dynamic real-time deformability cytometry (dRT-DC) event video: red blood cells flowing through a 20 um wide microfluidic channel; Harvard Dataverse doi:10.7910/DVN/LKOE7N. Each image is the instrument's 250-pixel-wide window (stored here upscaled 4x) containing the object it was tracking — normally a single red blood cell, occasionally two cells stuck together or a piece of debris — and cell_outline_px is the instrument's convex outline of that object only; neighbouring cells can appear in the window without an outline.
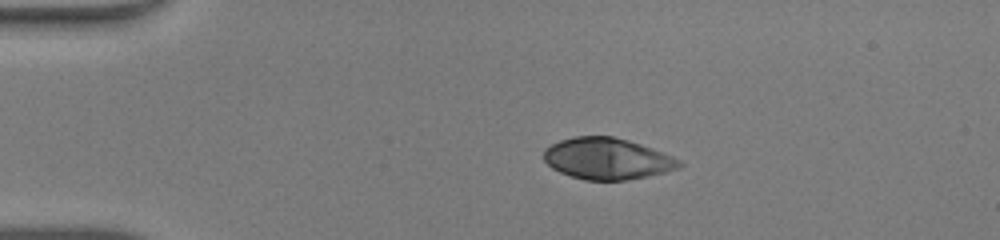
{"species": "human", "species_latin": "Homo sapiens", "temperature_condition": "warm", "stored_images_in_passage": 39, "camera_frame_rate_fps": 3000, "um_per_image_px": 0.085, "donor": {"sex": "male"}, "frame": {"image": 1, "passage_image": 1, "time_ms": 0.0, "image_size_px": [1000, 240], "cell_outline_px": [[684, 164], [680, 168], [648, 176], [624, 180], [584, 180], [560, 172], [552, 168], [544, 160], [544, 148], [560, 140], [572, 136], [612, 136], [628, 140], [652, 148], [672, 156], [680, 160]], "centroid_in_image_um": [51.61, 13.48], "position_along_channel_um": 33.4, "area_um2": 32.66}}
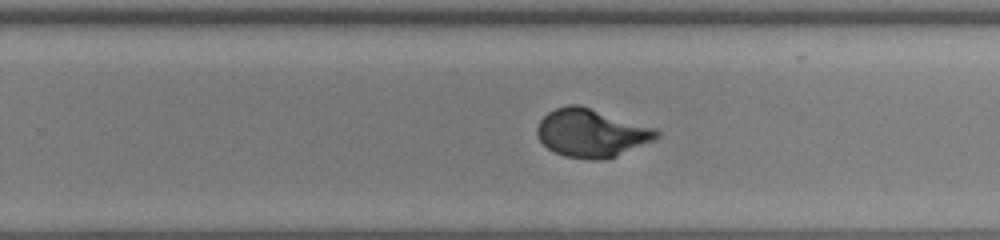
{"frame": {"image": 2, "passage_image": 22, "time_ms": 7.0, "image_size_px": [1000, 240], "cell_outline_px": [[660, 136], [656, 140], [616, 156], [600, 160], [592, 160], [564, 156], [548, 148], [536, 136], [536, 128], [540, 120], [548, 112], [556, 108], [568, 104], [580, 104], [656, 128], [660, 132]], "centroid_in_image_um": [50.29, 11.29], "position_along_channel_um": 279.5, "area_um2": 33.81}}
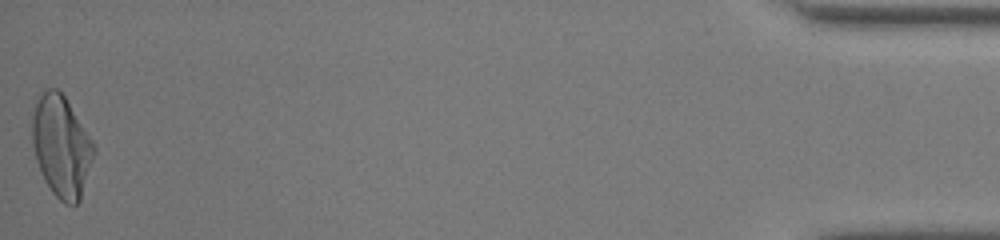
{"frame": {"image": 3, "passage_image": 39, "time_ms": 12.667, "image_size_px": [1000, 240], "cell_outline_px": [[96, 152], [80, 200], [76, 204], [64, 204], [52, 192], [44, 180], [36, 160], [32, 144], [28, 120], [44, 88], [56, 88], [64, 96], [92, 140], [96, 148]], "centroid_in_image_um": [5.18, 12.43], "position_along_channel_um": 430.0, "area_um2": 36.82}, "authors_computed_cell_mechanics": {"area_um2": 33.1772, "velocity_mm_per_s": 4.3101, "shape_relaxation_time_tau1_ms": 4.3636, "shape_relaxation_time_tau2_ms": null, "deformation_change_tau1": 0.2523, "deformation_change_tau2": null}}